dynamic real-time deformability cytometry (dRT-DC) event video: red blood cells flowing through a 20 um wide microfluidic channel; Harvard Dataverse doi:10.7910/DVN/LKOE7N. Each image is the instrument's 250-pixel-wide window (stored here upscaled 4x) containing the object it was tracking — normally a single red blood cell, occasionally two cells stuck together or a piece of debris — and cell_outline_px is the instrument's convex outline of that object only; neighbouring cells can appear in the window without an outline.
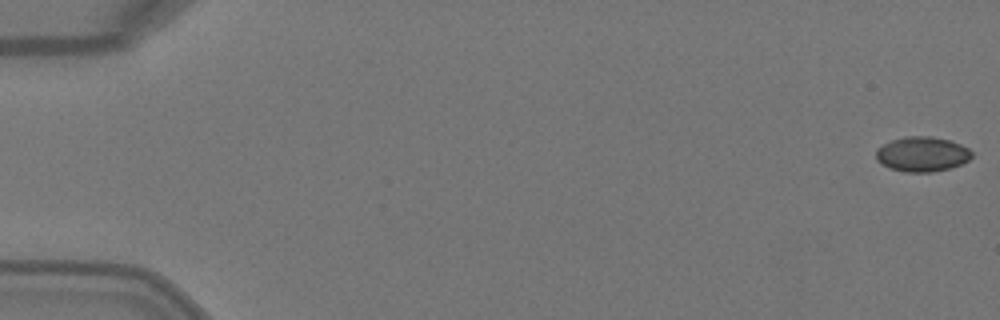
{"species": "Egyptian fruit bat (a non-hibernating species)", "species_latin": "Rousettus aegyptiacus", "temperature_condition": "warm", "stored_images_in_passage": 3, "camera_frame_rate_fps": 3000, "um_per_image_px": 0.085, "animal": {"sex": "female"}, "frame": {"image": 1, "passage_image": 1, "time_ms": 0.0, "image_size_px": [1000, 320], "cell_outline_px": [[972, 156], [968, 160], [952, 168], [932, 172], [904, 172], [888, 168], [876, 160], [876, 148], [892, 140], [904, 136], [932, 136], [948, 140], [960, 144], [968, 148], [972, 152]], "centroid_in_image_um": [78.36, 13.11], "position_along_channel_um": 6.6, "area_um2": 19.59}}